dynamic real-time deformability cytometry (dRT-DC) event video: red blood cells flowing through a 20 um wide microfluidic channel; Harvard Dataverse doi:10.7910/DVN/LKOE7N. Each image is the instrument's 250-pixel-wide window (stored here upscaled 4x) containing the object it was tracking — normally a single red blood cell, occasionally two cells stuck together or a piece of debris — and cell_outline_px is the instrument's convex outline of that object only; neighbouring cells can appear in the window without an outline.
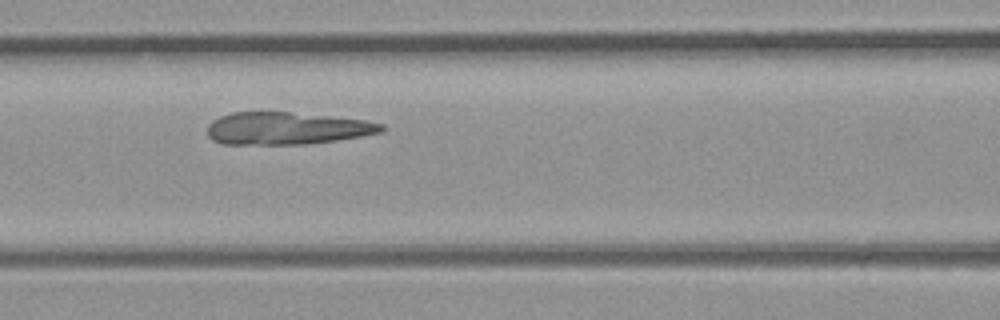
{"species": "common noctule bat (a hibernating species)", "species_latin": "Nyctalus noctula", "temperature_condition": "room temperature", "stored_images_in_passage": 9, "camera_frame_rate_fps": 3000, "um_per_image_px": 0.085, "animal": {"sex": "male", "body_mass_g": 23.1, "forearm_length_mm": 52.7}, "frame": {"image": 1, "passage_image": 7, "time_ms": 2.0, "image_size_px": [1000, 320], "cell_outline_px": [[388, 128], [384, 132], [336, 140], [308, 144], [220, 144], [212, 140], [208, 136], [208, 124], [212, 120], [220, 116], [232, 112], [288, 112], [328, 116], [364, 120], [384, 124]], "centroid_in_image_um": [24.37, 10.91], "position_along_channel_um": 142.2, "area_um2": 32.95}}
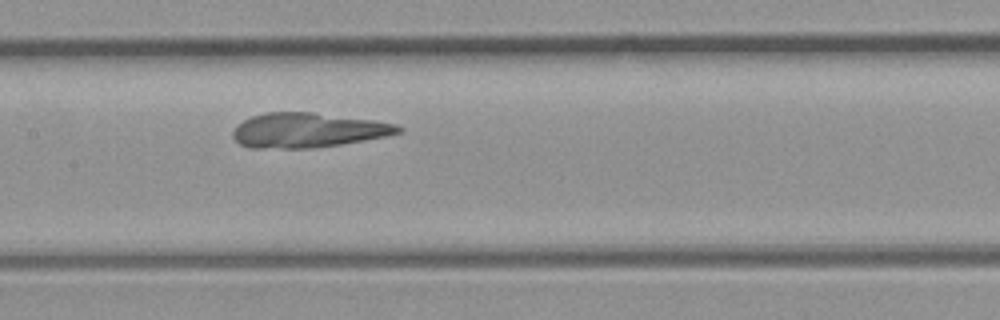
{"frame": {"image": 2, "passage_image": 9, "time_ms": 2.667, "image_size_px": [1000, 320], "cell_outline_px": [[404, 128], [400, 132], [384, 136], [364, 140], [340, 144], [312, 148], [252, 148], [240, 144], [232, 136], [232, 132], [236, 124], [252, 116], [264, 112], [312, 112], [372, 120], [396, 124]], "centroid_in_image_um": [26.11, 11.06], "position_along_channel_um": 181.3, "area_um2": 33.23}}